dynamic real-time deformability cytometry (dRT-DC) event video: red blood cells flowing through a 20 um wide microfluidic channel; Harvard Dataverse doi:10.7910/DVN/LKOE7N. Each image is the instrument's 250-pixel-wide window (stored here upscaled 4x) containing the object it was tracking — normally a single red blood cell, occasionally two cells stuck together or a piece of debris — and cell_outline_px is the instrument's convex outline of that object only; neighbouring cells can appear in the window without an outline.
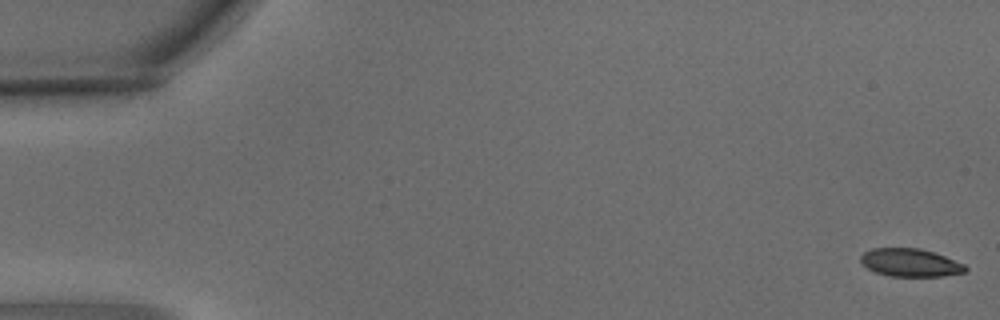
{"species": "common noctule bat (a hibernating species)", "species_latin": "Nyctalus noctula", "temperature_condition": "warm", "stored_images_in_passage": 5, "camera_frame_rate_fps": 3000, "um_per_image_px": 0.085, "animal": {"sex": "male", "body_mass_g": 15.6}, "frame": {"image": 1, "passage_image": 1, "time_ms": 0.0, "image_size_px": [1000, 320], "cell_outline_px": [[968, 268], [964, 272], [944, 276], [888, 276], [876, 272], [868, 268], [860, 260], [860, 256], [864, 252], [872, 248], [920, 248], [936, 252], [964, 264]], "centroid_in_image_um": [77.39, 22.31], "position_along_channel_um": 7.6, "area_um2": 17.11}}
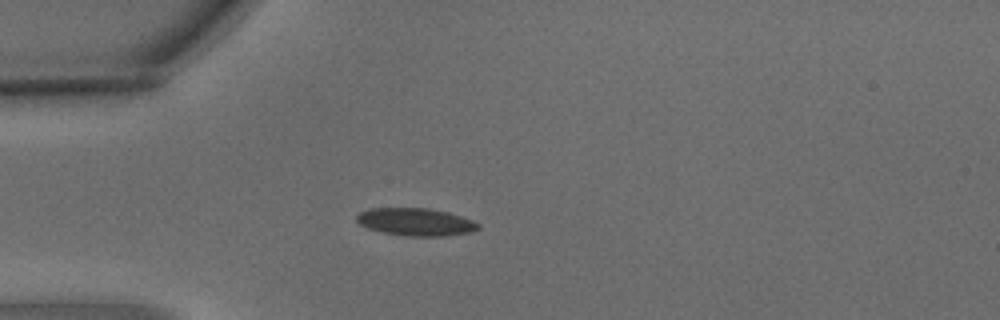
{"frame": {"image": 2, "passage_image": 5, "time_ms": 1.333, "image_size_px": [1000, 320], "cell_outline_px": [[480, 228], [472, 232], [444, 236], [408, 236], [380, 232], [368, 228], [360, 224], [356, 220], [356, 216], [360, 212], [368, 208], [428, 208], [448, 212], [472, 220], [480, 224]], "centroid_in_image_um": [35.33, 18.86], "position_along_channel_um": 49.7, "area_um2": 19.65}}